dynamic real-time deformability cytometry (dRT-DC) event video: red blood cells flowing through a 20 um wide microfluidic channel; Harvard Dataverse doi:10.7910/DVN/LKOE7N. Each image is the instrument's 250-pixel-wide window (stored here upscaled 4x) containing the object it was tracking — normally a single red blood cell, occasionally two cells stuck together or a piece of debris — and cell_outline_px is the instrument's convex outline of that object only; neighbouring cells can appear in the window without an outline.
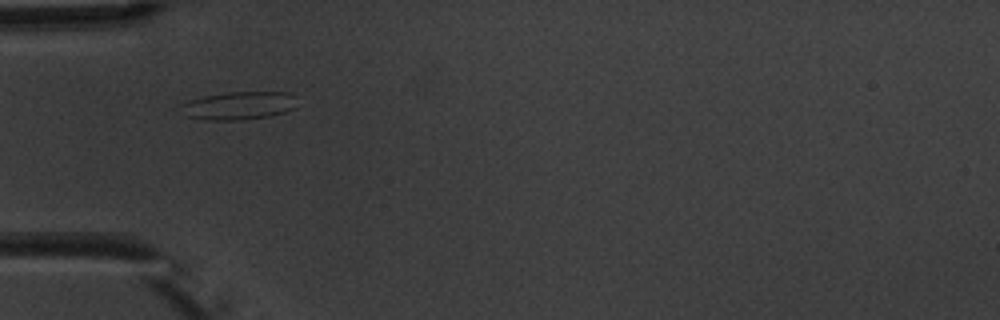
{"species": "common noctule bat (a hibernating species)", "species_latin": "Nyctalus noctula", "temperature_condition": "warm", "stored_images_in_passage": 10, "camera_frame_rate_fps": 3000, "um_per_image_px": 0.085, "animal": {"sex": "male", "body_mass_g": 20.1, "forearm_length_mm": 53.5}, "frame": {"image": 1, "passage_image": 6, "time_ms": 6.667, "image_size_px": [1000, 320], "cell_outline_px": [[296, 108], [284, 112], [268, 116], [244, 120], [204, 120], [188, 116], [176, 104], [204, 96], [228, 92], [292, 92]], "centroid_in_image_um": [20.27, 8.97], "position_along_channel_um": 64.7, "area_um2": 19.07}}
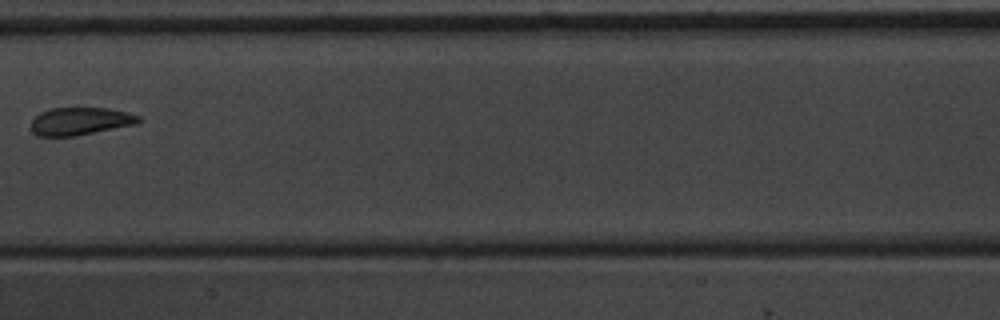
{"frame": {"image": 2, "passage_image": 9, "time_ms": 10.333, "image_size_px": [1000, 320], "cell_outline_px": [[140, 124], [76, 136], [40, 136], [32, 132], [32, 120], [40, 112], [52, 108], [108, 108], [140, 116]], "centroid_in_image_um": [6.85, 10.31], "position_along_channel_um": 200.5, "area_um2": 17.4}}
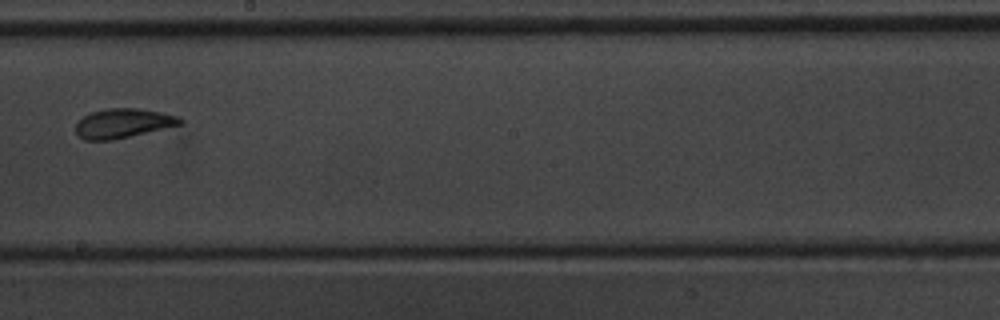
{"frame": {"image": 3, "passage_image": 10, "time_ms": 11.333, "image_size_px": [1000, 320], "cell_outline_px": [[184, 124], [112, 140], [84, 140], [76, 132], [76, 124], [84, 116], [92, 112], [108, 108], [140, 108], [164, 112], [176, 116], [184, 120]], "centroid_in_image_um": [10.5, 10.47], "position_along_channel_um": 237.7, "area_um2": 17.86}}